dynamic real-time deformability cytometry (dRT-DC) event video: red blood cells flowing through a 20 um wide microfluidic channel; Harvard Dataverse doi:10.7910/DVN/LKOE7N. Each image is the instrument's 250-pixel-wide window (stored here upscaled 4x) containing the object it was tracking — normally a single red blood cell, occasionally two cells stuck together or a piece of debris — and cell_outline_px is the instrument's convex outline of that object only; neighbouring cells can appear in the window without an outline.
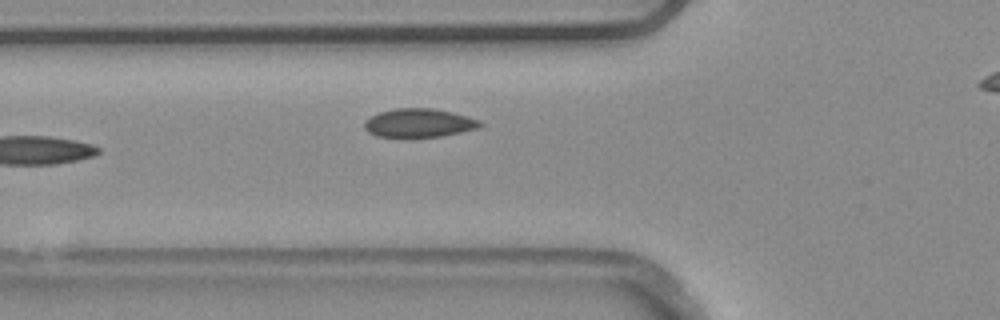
{"species": "common noctule bat (a hibernating species)", "species_latin": "Nyctalus noctula", "temperature_condition": "warm", "stored_images_in_passage": 6, "segment_of_instrument_passage": [1, 2], "camera_frame_rate_fps": 3000, "um_per_image_px": 0.085, "animal": {"sex": "male", "body_mass_g": 20.4}, "frame": {"image": 1, "passage_image": 5, "time_ms": 1.333, "image_size_px": [1000, 320], "cell_outline_px": [[484, 124], [476, 128], [460, 132], [440, 136], [404, 140], [376, 136], [368, 132], [364, 128], [364, 120], [380, 112], [396, 108], [432, 108], [452, 112], [480, 120]], "centroid_in_image_um": [35.55, 10.49], "position_along_channel_um": 90.3, "area_um2": 19.88}}